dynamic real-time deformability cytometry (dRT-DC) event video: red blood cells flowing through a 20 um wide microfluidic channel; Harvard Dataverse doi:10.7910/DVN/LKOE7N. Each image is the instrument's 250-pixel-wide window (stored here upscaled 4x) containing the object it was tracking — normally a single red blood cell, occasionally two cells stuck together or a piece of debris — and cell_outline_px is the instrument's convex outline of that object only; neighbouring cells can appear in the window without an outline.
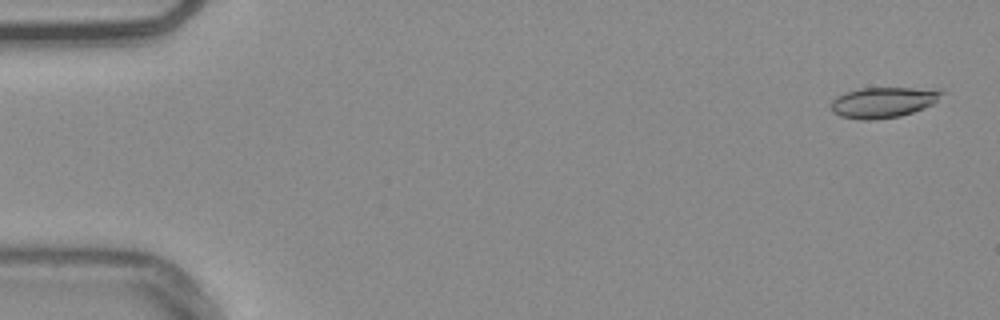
{"species": "common noctule bat (a hibernating species)", "species_latin": "Nyctalus noctula", "temperature_condition": "warm", "stored_images_in_passage": 17, "camera_frame_rate_fps": 3000, "um_per_image_px": 0.085, "animal": {"sex": "male", "body_mass_g": 20.4}, "frame": {"image": 1, "passage_image": 2, "time_ms": 0.333, "image_size_px": [1000, 320], "cell_outline_px": [[944, 92], [932, 104], [924, 108], [900, 116], [872, 120], [860, 120], [840, 116], [832, 112], [832, 100], [836, 96], [844, 92], [860, 88], [940, 88]], "centroid_in_image_um": [75.06, 8.69], "position_along_channel_um": 9.9, "area_um2": 19.83}}
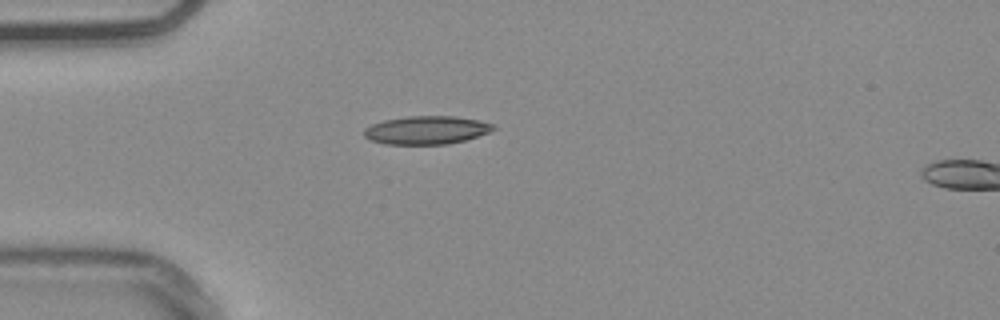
{"frame": {"image": 2, "passage_image": 15, "time_ms": 4.667, "image_size_px": [1000, 320], "cell_outline_px": [[496, 128], [488, 132], [464, 140], [448, 144], [384, 144], [368, 140], [364, 136], [364, 128], [372, 124], [384, 120], [408, 116], [456, 116], [480, 120], [496, 124]], "centroid_in_image_um": [36.24, 11.05], "position_along_channel_um": 48.8, "area_um2": 21.39}}